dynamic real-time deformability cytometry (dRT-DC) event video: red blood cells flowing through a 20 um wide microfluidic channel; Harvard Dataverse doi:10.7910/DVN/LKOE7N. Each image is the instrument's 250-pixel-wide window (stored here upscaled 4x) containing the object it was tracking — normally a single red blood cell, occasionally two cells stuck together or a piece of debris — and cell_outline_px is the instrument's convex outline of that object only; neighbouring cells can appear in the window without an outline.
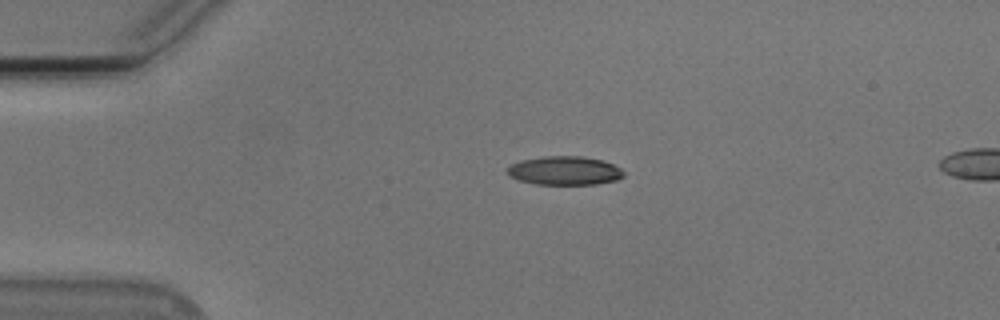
{"species": "Egyptian fruit bat (a non-hibernating species)", "species_latin": "Rousettus aegyptiacus", "temperature_condition": "cold", "stored_images_in_passage": 43, "camera_frame_rate_fps": 3000, "um_per_image_px": 0.085, "animal": {"sex": "male"}, "frame": {"image": 1, "passage_image": 1, "time_ms": 0.0, "image_size_px": [1000, 320], "cell_outline_px": [[624, 176], [616, 180], [596, 184], [536, 184], [520, 180], [508, 176], [504, 168], [520, 160], [544, 156], [580, 156], [604, 160], [620, 168], [624, 172]], "centroid_in_image_um": [47.96, 14.5], "position_along_channel_um": 37.0, "area_um2": 19.59}}
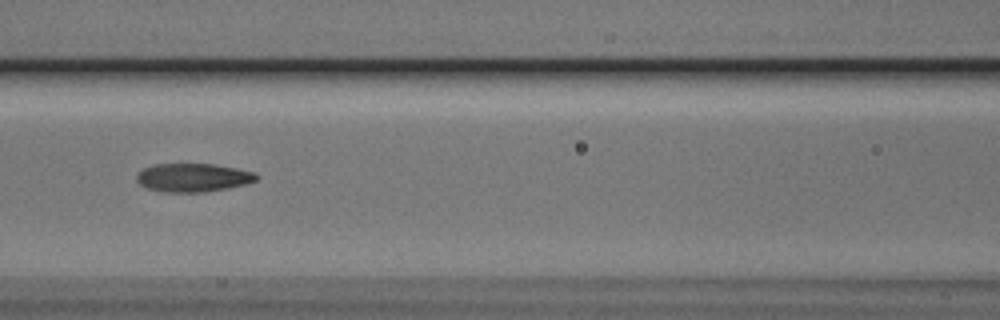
{"frame": {"image": 2, "passage_image": 13, "time_ms": 4.0, "image_size_px": [1000, 320], "cell_outline_px": [[260, 176], [256, 180], [248, 184], [228, 188], [204, 192], [164, 192], [148, 188], [140, 184], [136, 180], [136, 172], [152, 164], [216, 164], [256, 172]], "centroid_in_image_um": [16.43, 15.09], "position_along_channel_um": 150.2, "area_um2": 20.11}}
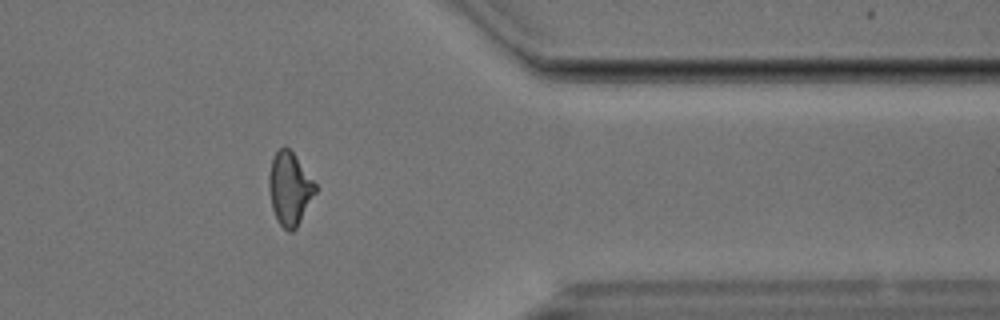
{"frame": {"image": 3, "passage_image": 33, "time_ms": 10.667, "image_size_px": [1000, 320], "cell_outline_px": [[316, 192], [296, 228], [292, 232], [288, 232], [276, 220], [272, 208], [268, 188], [268, 176], [272, 156], [284, 144], [292, 152], [316, 184]], "centroid_in_image_um": [24.59, 16.03], "position_along_channel_um": 386.8, "area_um2": 19.71}, "authors_computed_cell_mechanics": {"area_um2": 20.23, "velocity_mm_per_s": 3.7732, "shape_relaxation_time_tau1_ms": 5.3968, "shape_relaxation_time_tau2_ms": 2.2539, "deformation_change_tau1": 0.175, "deformation_change_tau2": 0.0963}}